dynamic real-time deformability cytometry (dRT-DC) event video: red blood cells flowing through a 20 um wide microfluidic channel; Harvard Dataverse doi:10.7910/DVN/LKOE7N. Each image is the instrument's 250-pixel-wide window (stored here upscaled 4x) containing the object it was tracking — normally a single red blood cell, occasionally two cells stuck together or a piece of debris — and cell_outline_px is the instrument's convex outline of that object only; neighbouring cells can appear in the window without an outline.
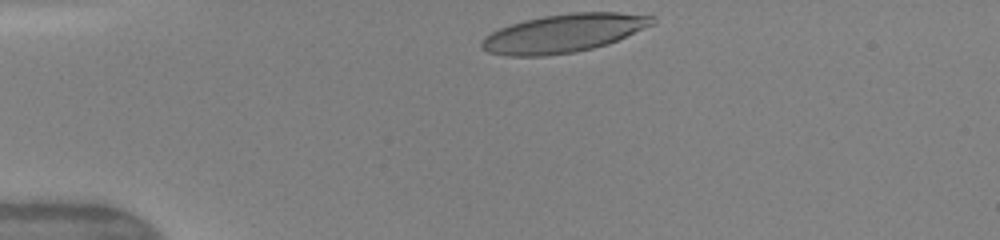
{"species": "human", "species_latin": "Homo sapiens", "temperature_condition": "warm", "stored_images_in_passage": 32, "camera_frame_rate_fps": 3000, "um_per_image_px": 0.085, "donor": {"sex": "female"}, "frame": {"image": 1, "passage_image": 1, "time_ms": 0.0, "image_size_px": [1000, 240], "cell_outline_px": [[656, 20], [652, 24], [608, 44], [576, 52], [544, 56], [504, 56], [488, 52], [480, 48], [480, 40], [484, 36], [500, 28], [524, 20], [544, 16], [572, 12], [616, 12], [652, 16]], "centroid_in_image_um": [47.84, 2.84], "position_along_channel_um": 37.2, "area_um2": 37.97}}
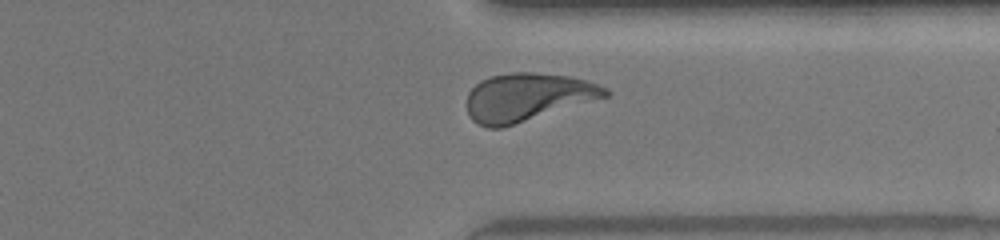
{"frame": {"image": 2, "passage_image": 28, "time_ms": 9.0, "image_size_px": [1000, 240], "cell_outline_px": [[612, 92], [608, 96], [500, 128], [488, 128], [476, 124], [468, 116], [468, 92], [480, 80], [492, 76], [512, 72], [532, 72], [572, 76], [608, 88]], "centroid_in_image_um": [44.81, 8.25], "position_along_channel_um": 366.6, "area_um2": 38.44}}
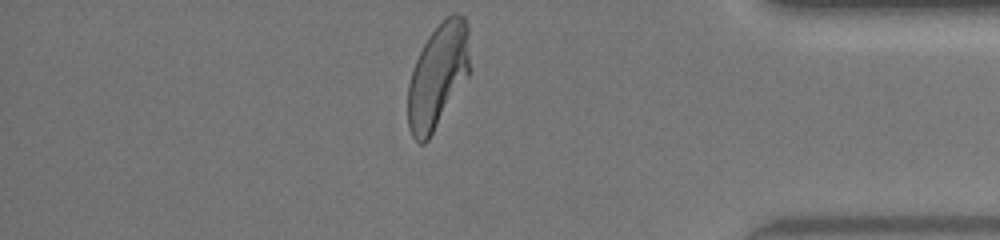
{"frame": {"image": 3, "passage_image": 32, "time_ms": 10.333, "image_size_px": [1000, 240], "cell_outline_px": [[468, 76], [428, 140], [424, 144], [420, 144], [412, 136], [408, 128], [408, 84], [412, 68], [428, 36], [452, 12], [456, 12], [464, 16], [468, 28]], "centroid_in_image_um": [37.19, 6.46], "position_along_channel_um": 398.0, "area_um2": 37.22}, "authors_computed_cell_mechanics": {"area_um2": 38.2347, "velocity_mm_per_s": 4.1754, "shape_relaxation_time_tau1_ms": 5.5355, "shape_relaxation_time_tau2_ms": 0.8815, "deformation_change_tau1": 0.2608, "deformation_change_tau2": 0.0878}}